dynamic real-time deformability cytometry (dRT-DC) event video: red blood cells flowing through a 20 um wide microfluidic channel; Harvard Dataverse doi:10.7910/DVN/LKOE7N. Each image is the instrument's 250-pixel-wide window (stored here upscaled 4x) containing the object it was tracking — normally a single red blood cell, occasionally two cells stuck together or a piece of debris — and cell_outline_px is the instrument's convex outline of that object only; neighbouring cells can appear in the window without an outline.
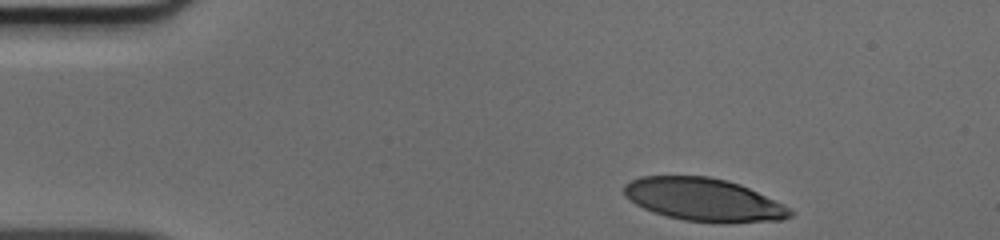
{"species": "human", "species_latin": "Homo sapiens", "temperature_condition": "cold", "stored_images_in_passage": 35, "camera_frame_rate_fps": 3000, "um_per_image_px": 0.085, "donor": {"sex": "male"}, "frame": {"image": 1, "passage_image": 1, "time_ms": 0.0, "image_size_px": [1000, 240], "cell_outline_px": [[792, 216], [784, 220], [684, 220], [652, 212], [636, 204], [624, 196], [624, 184], [640, 176], [708, 176], [728, 180], [740, 184], [784, 204], [792, 212]], "centroid_in_image_um": [59.75, 16.92], "position_along_channel_um": 25.2, "area_um2": 40.4}}
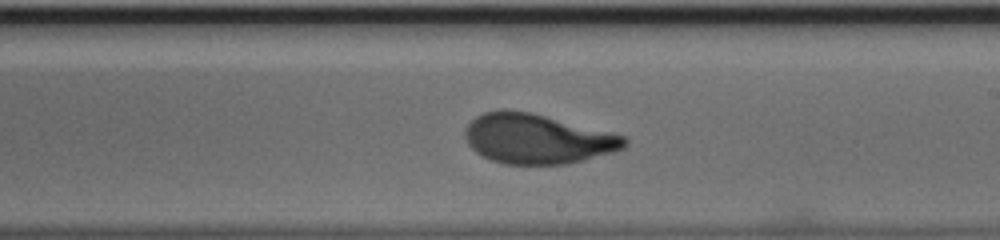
{"frame": {"image": 2, "passage_image": 23, "time_ms": 7.333, "image_size_px": [1000, 240], "cell_outline_px": [[628, 144], [624, 148], [612, 152], [584, 160], [564, 164], [504, 164], [488, 160], [476, 152], [468, 144], [464, 136], [464, 128], [476, 116], [484, 112], [504, 108], [508, 108], [532, 112], [624, 136], [628, 140]], "centroid_in_image_um": [45.61, 11.79], "position_along_channel_um": 243.4, "area_um2": 46.47}}
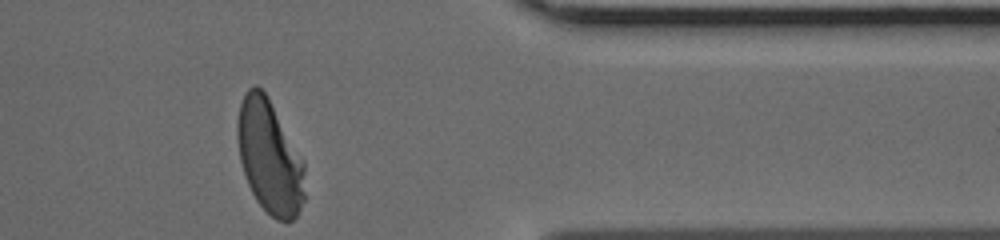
{"frame": {"image": 3, "passage_image": 35, "time_ms": 11.333, "image_size_px": [1000, 240], "cell_outline_px": [[304, 200], [296, 216], [288, 224], [276, 220], [256, 200], [248, 184], [240, 160], [236, 136], [236, 120], [240, 104], [248, 88], [256, 84], [268, 96], [304, 160]], "centroid_in_image_um": [22.91, 13.33], "position_along_channel_um": 388.5, "area_um2": 44.8}}